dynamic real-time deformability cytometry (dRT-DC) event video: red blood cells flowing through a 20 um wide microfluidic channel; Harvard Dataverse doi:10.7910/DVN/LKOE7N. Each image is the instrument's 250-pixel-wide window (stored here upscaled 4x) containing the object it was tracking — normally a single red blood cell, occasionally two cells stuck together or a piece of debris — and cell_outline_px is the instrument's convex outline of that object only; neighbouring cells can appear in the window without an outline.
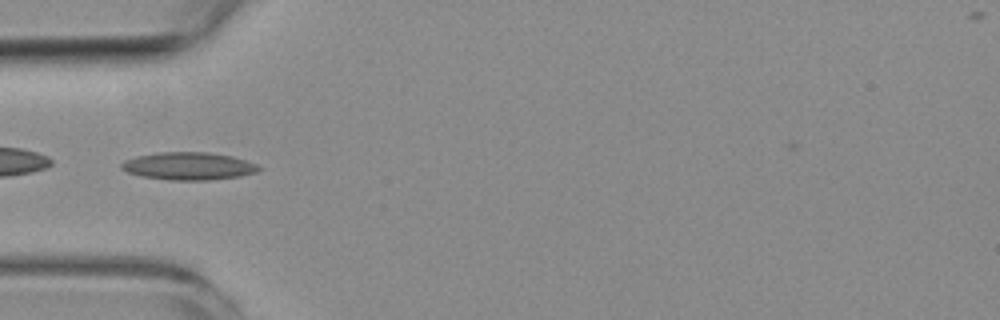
{"species": "common noctule bat (a hibernating species)", "species_latin": "Nyctalus noctula", "temperature_condition": "room temperature", "stored_images_in_passage": 7, "camera_frame_rate_fps": 3000, "um_per_image_px": 0.085, "animal": {"sex": "female", "body_mass_g": 19.3, "forearm_length_mm": 54.1}, "frame": {"image": 1, "passage_image": 5, "time_ms": 4.667, "image_size_px": [1000, 320], "cell_outline_px": [[260, 168], [256, 172], [240, 176], [208, 180], [168, 180], [140, 176], [128, 172], [120, 168], [120, 164], [124, 160], [136, 156], [156, 152], [208, 152], [232, 156], [256, 164]], "centroid_in_image_um": [15.97, 14.11], "position_along_channel_um": 69.0, "area_um2": 22.14}}
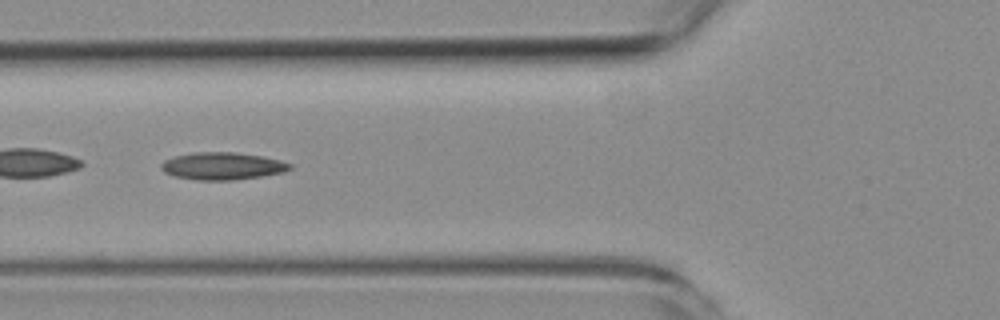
{"frame": {"image": 2, "passage_image": 6, "time_ms": 5.667, "image_size_px": [1000, 320], "cell_outline_px": [[292, 168], [284, 172], [236, 180], [196, 180], [176, 176], [164, 172], [160, 168], [160, 164], [164, 160], [176, 156], [192, 152], [236, 152], [264, 156], [280, 160], [292, 164]], "centroid_in_image_um": [18.91, 14.11], "position_along_channel_um": 106.9, "area_um2": 20.63}}
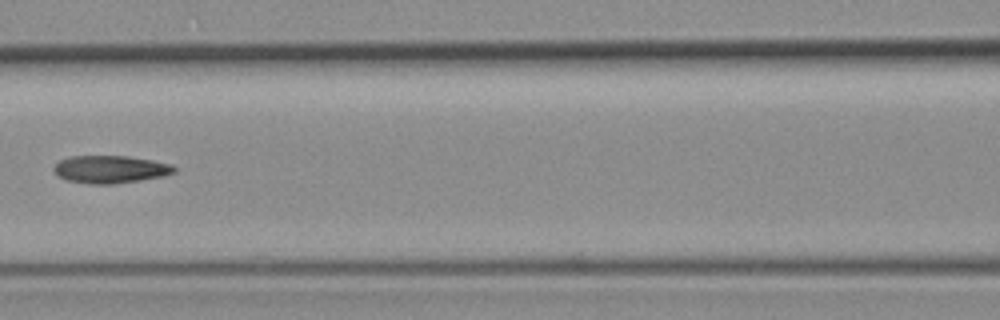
{"frame": {"image": 3, "passage_image": 7, "time_ms": 7.0, "image_size_px": [1000, 320], "cell_outline_px": [[176, 172], [164, 176], [140, 180], [112, 184], [88, 184], [64, 180], [52, 168], [60, 160], [72, 156], [128, 156], [152, 160], [172, 164], [176, 168]], "centroid_in_image_um": [9.4, 14.39], "position_along_channel_um": 157.2, "area_um2": 19.42}}